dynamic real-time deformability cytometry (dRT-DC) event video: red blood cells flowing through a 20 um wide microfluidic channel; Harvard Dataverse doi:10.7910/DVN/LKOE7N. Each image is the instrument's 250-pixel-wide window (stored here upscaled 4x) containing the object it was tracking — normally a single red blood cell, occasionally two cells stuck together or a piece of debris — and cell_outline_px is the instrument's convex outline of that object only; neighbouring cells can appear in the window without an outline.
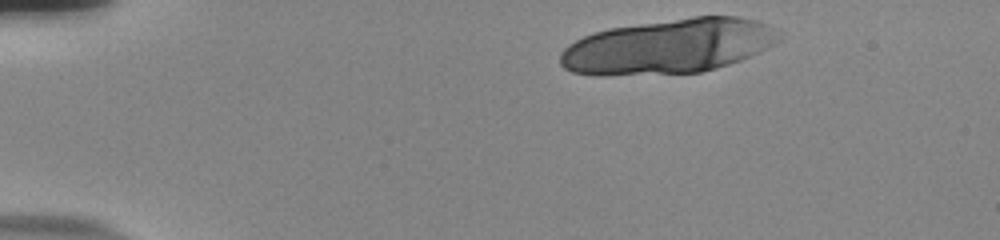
{"species": "human", "species_latin": "Homo sapiens", "temperature_condition": "room temperature", "stored_images_in_passage": 14, "camera_frame_rate_fps": 3000, "um_per_image_px": 0.085, "donor": {"sex": "male"}, "frame": {"image": 1, "passage_image": 2, "time_ms": 0.333, "image_size_px": [1000, 240], "cell_outline_px": [[764, 24], [752, 52], [748, 56], [740, 60], [716, 68], [700, 72], [572, 72], [564, 68], [560, 64], [560, 52], [568, 44], [584, 36], [608, 28], [692, 16], [736, 16], [756, 20]], "centroid_in_image_um": [56.49, 3.9], "position_along_channel_um": 28.5, "area_um2": 64.68}}